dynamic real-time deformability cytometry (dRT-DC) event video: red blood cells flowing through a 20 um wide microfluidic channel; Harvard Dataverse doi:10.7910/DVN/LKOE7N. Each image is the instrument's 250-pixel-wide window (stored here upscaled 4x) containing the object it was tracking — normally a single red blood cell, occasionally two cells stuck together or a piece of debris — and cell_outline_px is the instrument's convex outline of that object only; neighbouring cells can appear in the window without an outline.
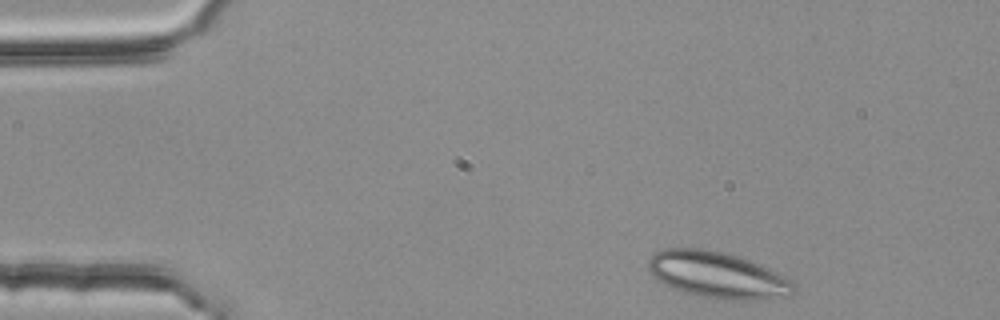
{"species": "common noctule bat (a hibernating species)", "species_latin": "Nyctalus noctula", "temperature_condition": "room temperature", "stored_images_in_passage": 3, "camera_frame_rate_fps": 3000, "um_per_image_px": 0.085, "animal": {"sex": "female", "body_mass_g": 25.1}, "frame": {"image": 1, "passage_image": 1, "time_ms": 0.0, "image_size_px": [1000, 320], "cell_outline_px": [[796, 292], [788, 296], [748, 300], [724, 300], [700, 296], [672, 288], [664, 284], [652, 276], [648, 268], [648, 260], [656, 252], [668, 248], [704, 248], [724, 252], [760, 264], [792, 280], [796, 284]], "centroid_in_image_um": [61.0, 23.38], "position_along_channel_um": 24.0, "area_um2": 39.3}}